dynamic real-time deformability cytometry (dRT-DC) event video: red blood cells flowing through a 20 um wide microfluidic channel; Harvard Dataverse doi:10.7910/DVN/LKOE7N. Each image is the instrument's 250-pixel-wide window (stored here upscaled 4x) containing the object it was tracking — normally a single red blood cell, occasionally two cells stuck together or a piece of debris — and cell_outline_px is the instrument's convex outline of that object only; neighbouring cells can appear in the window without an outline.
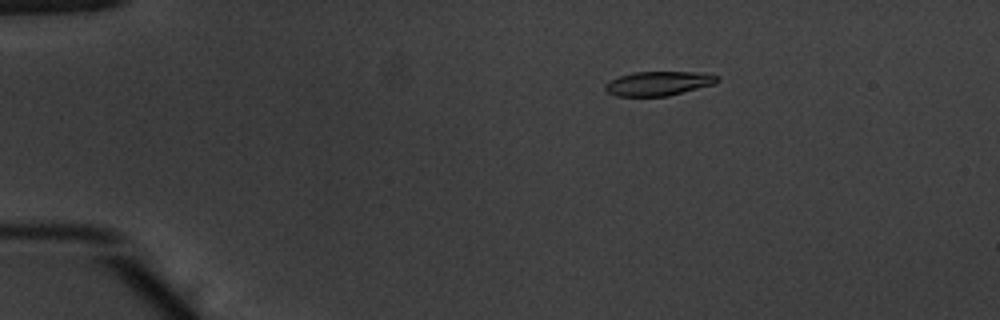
{"species": "common noctule bat (a hibernating species)", "species_latin": "Nyctalus noctula", "temperature_condition": "warm", "stored_images_in_passage": 54, "camera_frame_rate_fps": 3000, "um_per_image_px": 0.085, "animal": {"sex": "male", "body_mass_g": 20.1, "forearm_length_mm": 53.5}, "frame": {"image": 1, "passage_image": 11, "time_ms": 3.333, "image_size_px": [1000, 320], "cell_outline_px": [[720, 80], [716, 84], [668, 96], [616, 96], [608, 92], [604, 88], [604, 84], [608, 80], [632, 72], [700, 72], [720, 76]], "centroid_in_image_um": [55.99, 7.09], "position_along_channel_um": 29.0, "area_um2": 16.07}}
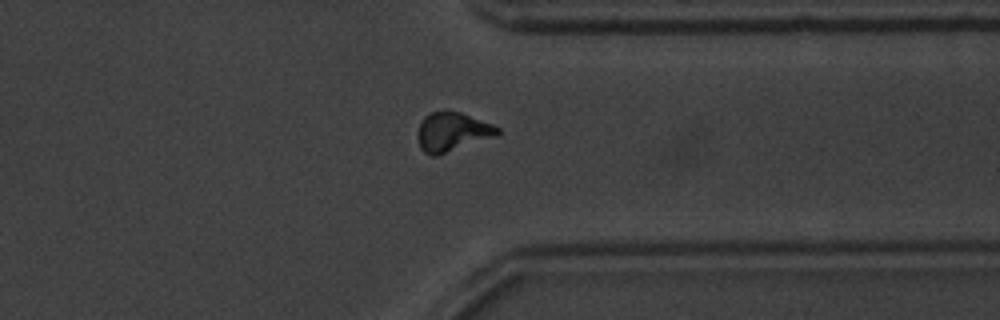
{"frame": {"image": 2, "passage_image": 43, "time_ms": 14.0, "image_size_px": [1000, 320], "cell_outline_px": [[500, 132], [496, 136], [436, 156], [432, 156], [424, 152], [420, 148], [416, 136], [416, 132], [424, 116], [432, 112], [460, 112], [492, 124], [500, 128]], "centroid_in_image_um": [38.41, 11.22], "position_along_channel_um": 373.0, "area_um2": 18.03}}
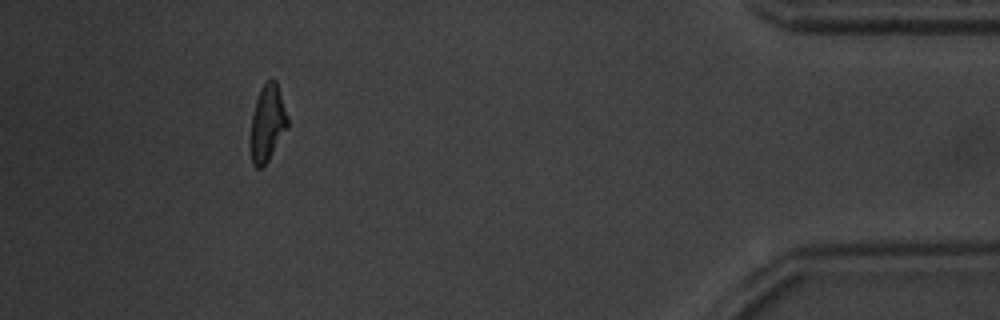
{"frame": {"image": 3, "passage_image": 50, "time_ms": 16.333, "image_size_px": [1000, 320], "cell_outline_px": [[288, 128], [268, 160], [260, 168], [256, 168], [252, 164], [252, 116], [256, 100], [260, 88], [268, 80], [276, 80], [288, 116]], "centroid_in_image_um": [22.76, 10.44], "position_along_channel_um": 412.4, "area_um2": 16.13}, "authors_computed_cell_mechanics": {"area_um2": 16.762, "velocity_mm_per_s": 3.8872, "shape_relaxation_time_tau1_ms": 2.7947, "shape_relaxation_time_tau2_ms": 2.0268, "deformation_change_tau1": 0.1884, "deformation_change_tau2": 0.1004}}